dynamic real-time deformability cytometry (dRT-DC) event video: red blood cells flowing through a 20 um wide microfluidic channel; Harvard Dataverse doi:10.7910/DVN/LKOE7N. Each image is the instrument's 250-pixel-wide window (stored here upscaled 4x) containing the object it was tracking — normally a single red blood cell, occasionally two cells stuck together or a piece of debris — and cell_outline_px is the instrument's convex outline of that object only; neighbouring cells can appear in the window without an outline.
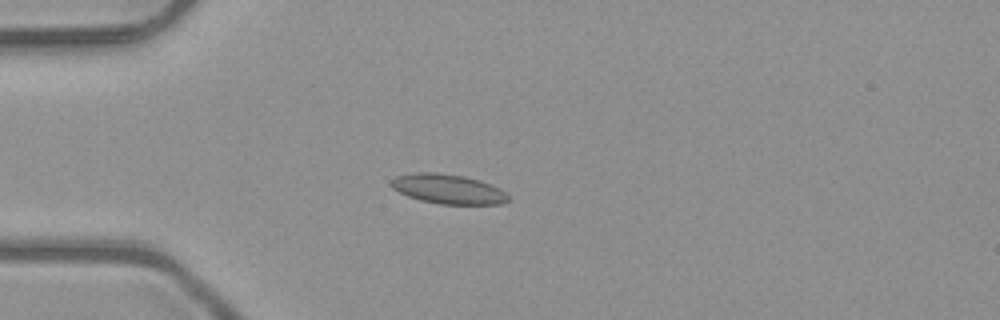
{"species": "common noctule bat (a hibernating species)", "species_latin": "Nyctalus noctula", "temperature_condition": "room temperature", "stored_images_in_passage": 4, "camera_frame_rate_fps": 3000, "um_per_image_px": 0.085, "animal": {"sex": "male", "body_mass_g": 23.1, "forearm_length_mm": 52.7}, "frame": {"image": 1, "passage_image": 4, "time_ms": 1.0, "image_size_px": [1000, 320], "cell_outline_px": [[508, 200], [504, 204], [440, 204], [420, 200], [408, 196], [392, 188], [388, 184], [396, 176], [412, 172], [436, 172], [464, 176], [480, 180], [500, 188], [508, 196]], "centroid_in_image_um": [38.06, 16.06], "position_along_channel_um": 46.9, "area_um2": 20.29}}